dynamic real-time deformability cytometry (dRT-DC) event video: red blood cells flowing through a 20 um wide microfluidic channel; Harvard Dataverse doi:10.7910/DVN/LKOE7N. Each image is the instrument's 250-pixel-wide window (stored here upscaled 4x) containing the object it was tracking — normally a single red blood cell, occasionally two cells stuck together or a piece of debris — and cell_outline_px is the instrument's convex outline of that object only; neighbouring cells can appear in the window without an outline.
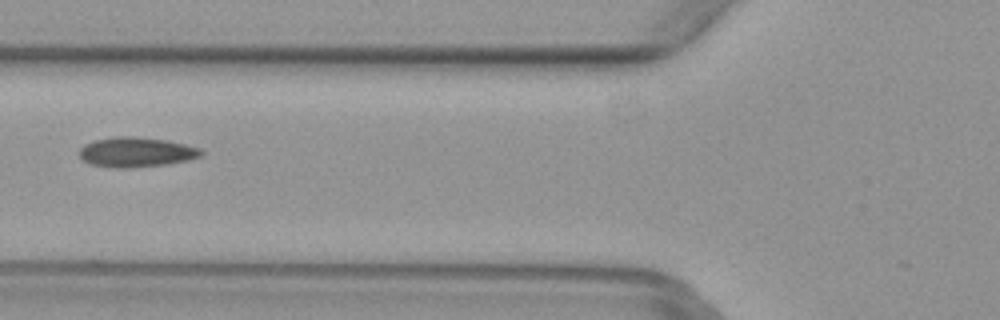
{"species": "common noctule bat (a hibernating species)", "species_latin": "Nyctalus noctula", "temperature_condition": "warm", "stored_images_in_passage": 5, "camera_frame_rate_fps": 3000, "um_per_image_px": 0.085, "animal": {"sex": "female", "body_mass_g": 29.2, "forearm_length_mm": 56.3}, "frame": {"image": 1, "passage_image": 5, "time_ms": 1.333, "image_size_px": [1000, 320], "cell_outline_px": [[204, 152], [200, 156], [188, 160], [168, 164], [132, 168], [108, 168], [88, 164], [80, 156], [80, 148], [84, 144], [96, 140], [112, 136], [136, 136], [164, 140], [184, 144], [200, 148]], "centroid_in_image_um": [11.55, 12.94], "position_along_channel_um": 114.2, "area_um2": 21.39}}